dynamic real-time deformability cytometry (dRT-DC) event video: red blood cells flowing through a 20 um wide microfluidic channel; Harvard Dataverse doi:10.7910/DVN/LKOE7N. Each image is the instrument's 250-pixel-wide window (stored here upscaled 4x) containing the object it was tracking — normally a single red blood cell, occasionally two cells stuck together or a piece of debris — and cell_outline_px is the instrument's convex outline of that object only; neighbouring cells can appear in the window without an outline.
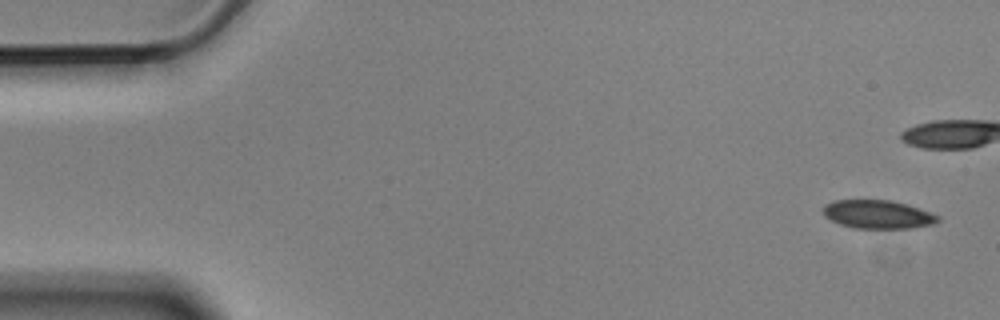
{"species": "Egyptian fruit bat (a non-hibernating species)", "species_latin": "Rousettus aegyptiacus", "temperature_condition": "cold", "stored_images_in_passage": 6, "camera_frame_rate_fps": 3000, "um_per_image_px": 0.085, "animal": {"sex": "male"}, "frame": {"image": 1, "passage_image": 1, "time_ms": 0.0, "image_size_px": [1000, 320], "cell_outline_px": [[940, 220], [936, 224], [912, 228], [856, 228], [840, 224], [824, 216], [824, 204], [832, 200], [892, 200], [908, 204], [940, 216]], "centroid_in_image_um": [74.65, 18.22], "position_along_channel_um": 10.4, "area_um2": 19.13}}